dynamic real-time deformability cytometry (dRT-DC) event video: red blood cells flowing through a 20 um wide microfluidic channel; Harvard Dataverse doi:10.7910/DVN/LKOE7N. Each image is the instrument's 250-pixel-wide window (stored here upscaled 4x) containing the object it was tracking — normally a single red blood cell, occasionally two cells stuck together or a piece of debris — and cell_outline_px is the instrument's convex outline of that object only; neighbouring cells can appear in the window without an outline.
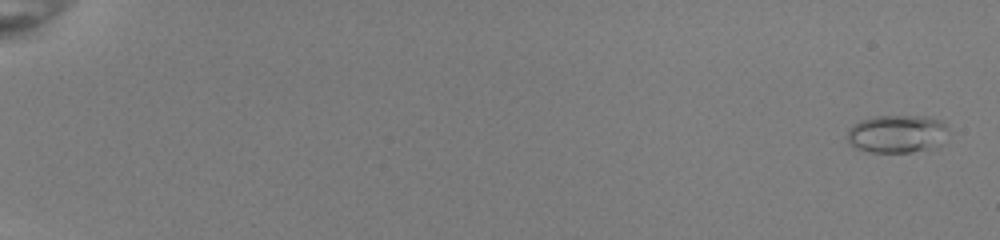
{"species": "common noctule bat (a hibernating species)", "species_latin": "Nyctalus noctula", "temperature_condition": "room temperature", "stored_images_in_passage": 54, "camera_frame_rate_fps": 3000, "um_per_image_px": 0.085, "animal": {"sex": "female", "body_mass_g": 22.0, "forearm_length_mm": 56.7}, "frame": {"image": 1, "passage_image": 2, "time_ms": 0.333, "image_size_px": [1000, 240], "cell_outline_px": [[948, 128], [924, 148], [912, 152], [868, 152], [856, 148], [848, 144], [848, 128], [860, 120], [876, 116], [924, 116], [940, 120]], "centroid_in_image_um": [76.04, 11.35], "position_along_channel_um": 9.0, "area_um2": 21.27}}
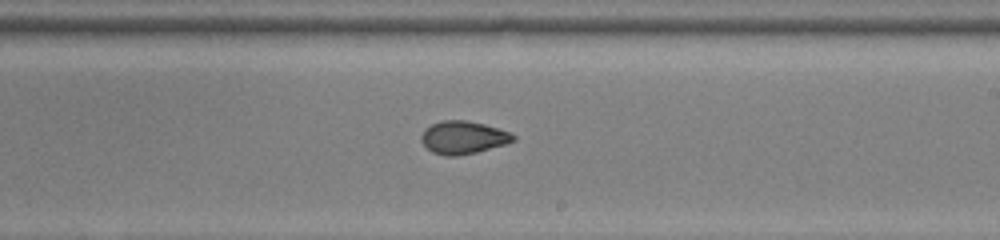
{"frame": {"image": 2, "passage_image": 35, "time_ms": 11.333, "image_size_px": [1000, 240], "cell_outline_px": [[516, 140], [504, 144], [476, 152], [456, 156], [444, 156], [432, 152], [420, 140], [420, 136], [432, 124], [444, 120], [464, 120], [484, 124], [508, 132], [516, 136]], "centroid_in_image_um": [39.36, 11.69], "position_along_channel_um": 249.6, "area_um2": 17.28}}
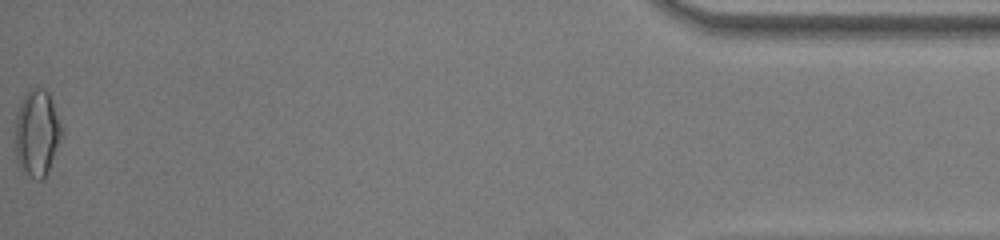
{"frame": {"image": 3, "passage_image": 54, "time_ms": 17.667, "image_size_px": [1000, 240], "cell_outline_px": [[64, 136], [48, 172], [40, 180], [36, 180], [24, 172], [20, 168], [16, 160], [16, 112], [24, 96], [32, 88], [44, 88], [48, 92], [52, 100], [64, 132]], "centroid_in_image_um": [3.18, 11.33], "position_along_channel_um": 432.0, "area_um2": 23.7}, "authors_computed_cell_mechanics": {"area_um2": 18.0336, "velocity_mm_per_s": 4.0303, "shape_relaxation_time_tau1_ms": 10.517, "shape_relaxation_time_tau2_ms": 1.6093, "deformation_change_tau1": 0.2599, "deformation_change_tau2": 0.0514}}